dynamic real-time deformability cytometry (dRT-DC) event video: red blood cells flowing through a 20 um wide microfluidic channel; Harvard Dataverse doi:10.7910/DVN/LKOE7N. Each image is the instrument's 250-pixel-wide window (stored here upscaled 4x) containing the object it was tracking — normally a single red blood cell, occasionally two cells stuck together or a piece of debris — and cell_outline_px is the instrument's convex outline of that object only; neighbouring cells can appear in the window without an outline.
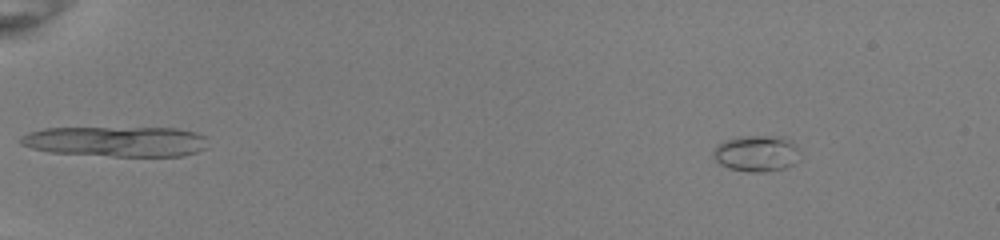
{"species": "common noctule bat (a hibernating species)", "species_latin": "Nyctalus noctula", "temperature_condition": "room temperature", "stored_images_in_passage": 54, "camera_frame_rate_fps": 3000, "um_per_image_px": 0.085, "animal": {"sex": "female", "body_mass_g": 22.0, "forearm_length_mm": 56.7}, "frame": {"image": 1, "passage_image": 8, "time_ms": 2.333, "image_size_px": [1000, 240], "cell_outline_px": [[800, 160], [784, 168], [760, 172], [748, 172], [728, 168], [720, 164], [712, 156], [712, 152], [716, 144], [736, 136], [784, 136], [792, 140], [800, 152]], "centroid_in_image_um": [64.31, 13.02], "position_along_channel_um": 20.7, "area_um2": 18.67}}
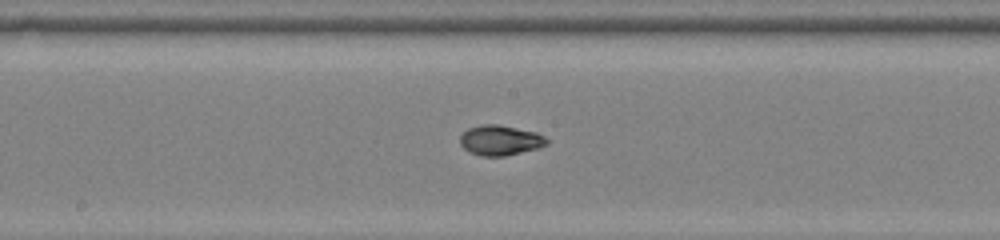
{"frame": {"image": 2, "passage_image": 32, "time_ms": 10.333, "image_size_px": [1000, 240], "cell_outline_px": [[548, 144], [540, 148], [504, 156], [480, 156], [468, 152], [460, 144], [460, 136], [468, 128], [480, 124], [500, 124], [536, 132], [544, 136], [548, 140]], "centroid_in_image_um": [42.52, 11.92], "position_along_channel_um": 205.7, "area_um2": 15.43}}
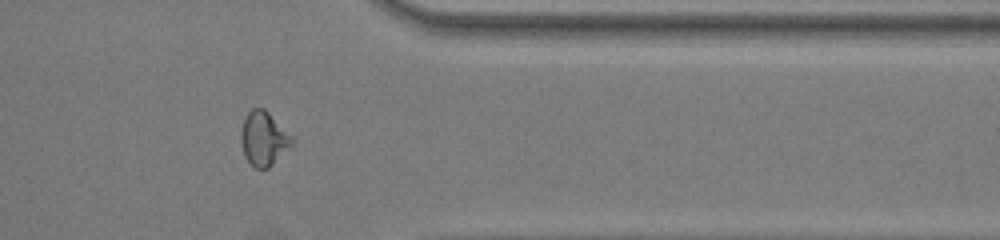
{"frame": {"image": 3, "passage_image": 46, "time_ms": 15.0, "image_size_px": [1000, 240], "cell_outline_px": [[296, 140], [268, 168], [256, 168], [244, 156], [240, 140], [240, 136], [244, 120], [248, 112], [252, 108], [264, 108]], "centroid_in_image_um": [22.4, 11.77], "position_along_channel_um": 389.0, "area_um2": 15.78}, "authors_computed_cell_mechanics": {"area_um2": 15.4326, "velocity_mm_per_s": 4.0311, "shape_relaxation_time_tau1_ms": 4.2812, "shape_relaxation_time_tau2_ms": 2.2105, "deformation_change_tau1": 0.1883, "deformation_change_tau2": 0.0379}}